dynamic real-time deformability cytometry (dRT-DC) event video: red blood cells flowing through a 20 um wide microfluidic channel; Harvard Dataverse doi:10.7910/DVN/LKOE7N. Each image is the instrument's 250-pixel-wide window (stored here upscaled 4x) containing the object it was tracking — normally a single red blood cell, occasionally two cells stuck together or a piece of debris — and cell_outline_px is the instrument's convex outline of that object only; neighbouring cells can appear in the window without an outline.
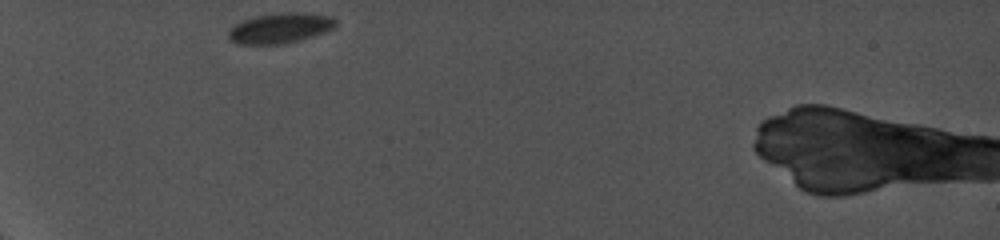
{"species": "common noctule bat (a hibernating species)", "species_latin": "Nyctalus noctula", "temperature_condition": "cold", "stored_images_in_passage": 17, "camera_frame_rate_fps": 5000, "um_per_image_px": 0.085, "animal": {"sex": "female", "body_mass_g": 19.0, "forearm_length_mm": 56.7}, "frame": {"image": 1, "passage_image": 1, "time_ms": 0.0, "image_size_px": [1000, 240], "cell_outline_px": [[336, 24], [332, 28], [324, 32], [312, 36], [280, 44], [236, 44], [228, 36], [228, 28], [244, 20], [256, 16], [284, 12], [300, 12], [332, 16], [336, 20]], "centroid_in_image_um": [23.79, 2.38], "position_along_channel_um": 61.2, "area_um2": 18.67}}
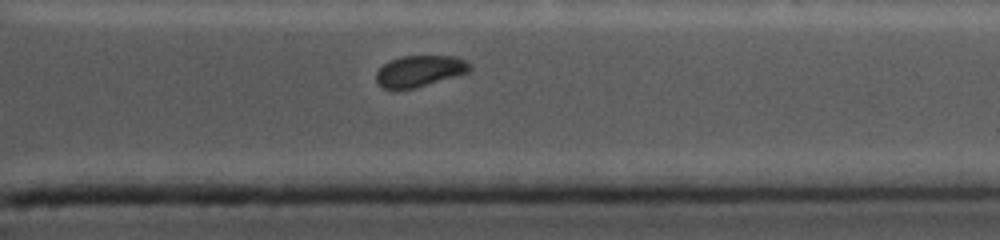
{"frame": {"image": 2, "passage_image": 15, "time_ms": 9.0, "image_size_px": [1000, 240], "cell_outline_px": [[472, 68], [468, 72], [416, 88], [384, 88], [376, 80], [376, 72], [384, 64], [400, 56], [456, 56], [468, 60], [472, 64]], "centroid_in_image_um": [35.73, 6.01], "position_along_channel_um": 375.7, "area_um2": 16.94}}
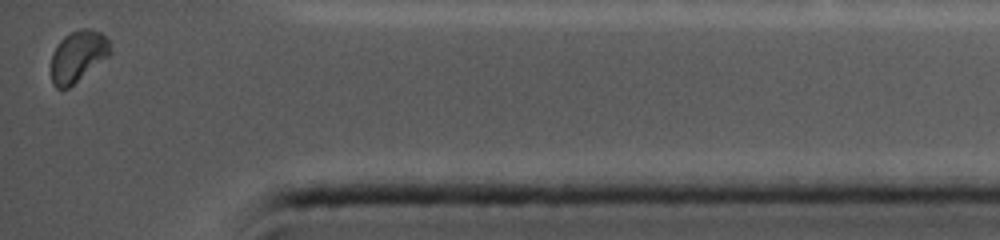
{"frame": {"image": 3, "passage_image": 17, "time_ms": 10.6, "image_size_px": [1000, 240], "cell_outline_px": [[112, 52], [108, 56], [68, 88], [56, 88], [52, 84], [52, 52], [56, 44], [64, 36], [80, 28], [88, 28], [100, 32], [108, 40], [112, 48]], "centroid_in_image_um": [6.62, 4.75], "position_along_channel_um": 428.6, "area_um2": 17.51}}